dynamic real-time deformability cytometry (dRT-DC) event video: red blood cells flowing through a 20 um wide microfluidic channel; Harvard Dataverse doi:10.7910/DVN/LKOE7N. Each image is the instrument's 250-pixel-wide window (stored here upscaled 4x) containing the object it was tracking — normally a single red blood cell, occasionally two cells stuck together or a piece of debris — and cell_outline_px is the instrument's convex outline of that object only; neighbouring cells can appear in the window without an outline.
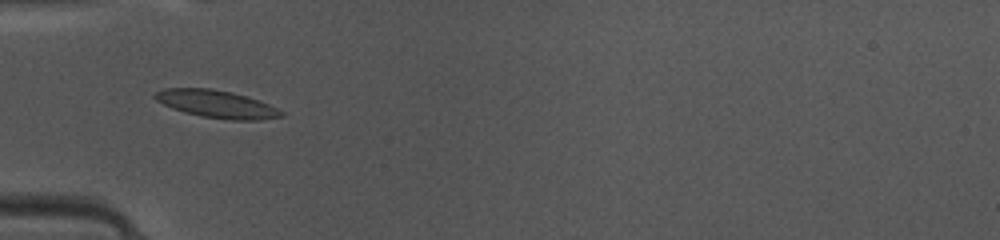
{"species": "common noctule bat (a hibernating species)", "species_latin": "Nyctalus noctula", "temperature_condition": "warm", "stored_images_in_passage": 48, "camera_frame_rate_fps": 3000, "um_per_image_px": 0.085, "animal": {"sex": "female", "body_mass_g": 10.0, "forearm_length_mm": 53.1}, "frame": {"image": 1, "passage_image": 16, "time_ms": 5.0, "image_size_px": [1000, 240], "cell_outline_px": [[284, 116], [260, 120], [228, 120], [204, 116], [184, 112], [172, 108], [156, 100], [152, 96], [156, 92], [164, 88], [212, 88], [232, 92], [260, 100], [284, 112]], "centroid_in_image_um": [18.42, 8.84], "position_along_channel_um": 66.6, "area_um2": 20.29}}
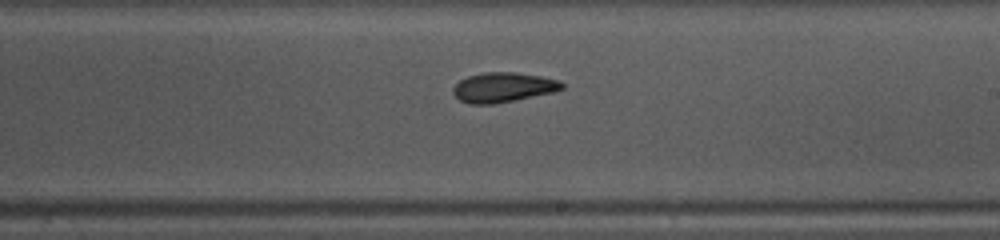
{"frame": {"image": 2, "passage_image": 29, "time_ms": 9.333, "image_size_px": [1000, 240], "cell_outline_px": [[564, 88], [552, 92], [492, 104], [468, 104], [460, 100], [452, 92], [452, 88], [460, 80], [468, 76], [484, 72], [516, 72], [540, 76], [560, 80], [564, 84]], "centroid_in_image_um": [42.75, 7.41], "position_along_channel_um": 246.3, "area_um2": 18.73}}
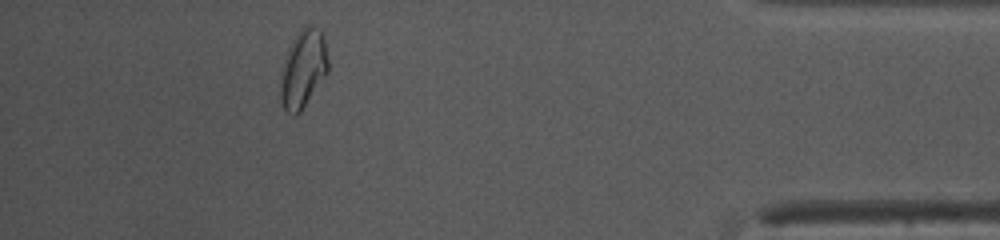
{"frame": {"image": 3, "passage_image": 44, "time_ms": 14.333, "image_size_px": [1000, 240], "cell_outline_px": [[328, 72], [300, 112], [296, 116], [292, 116], [280, 104], [280, 72], [284, 56], [292, 40], [300, 28], [308, 24], [324, 32], [328, 60]], "centroid_in_image_um": [25.75, 5.84], "position_along_channel_um": 409.5, "area_um2": 22.14}, "authors_computed_cell_mechanics": {"area_um2": 19.1318, "velocity_mm_per_s": 4.1417, "shape_relaxation_time_tau1_ms": 3.386, "shape_relaxation_time_tau2_ms": 4.0561, "deformation_change_tau1": 0.1251, "deformation_change_tau2": 0.1031}}